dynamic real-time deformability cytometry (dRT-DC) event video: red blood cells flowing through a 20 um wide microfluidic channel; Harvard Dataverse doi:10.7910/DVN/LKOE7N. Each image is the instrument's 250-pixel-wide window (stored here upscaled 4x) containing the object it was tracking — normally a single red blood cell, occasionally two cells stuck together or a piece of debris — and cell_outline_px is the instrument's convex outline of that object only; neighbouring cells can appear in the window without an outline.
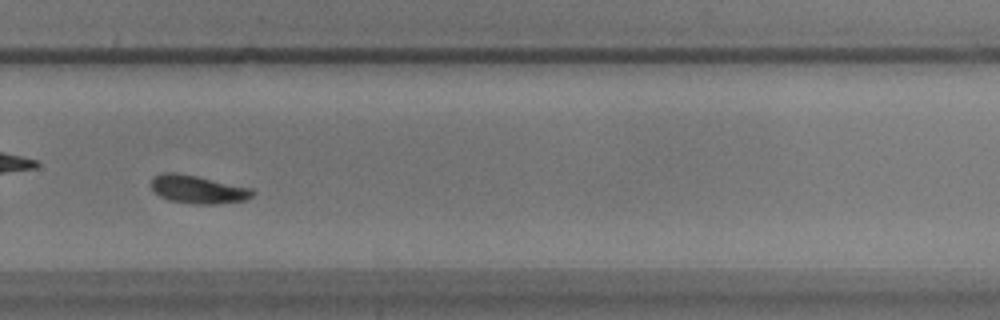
{"species": "common noctule bat (a hibernating species)", "species_latin": "Nyctalus noctula", "temperature_condition": "warm", "stored_images_in_passage": 35, "camera_frame_rate_fps": 3000, "um_per_image_px": 0.085, "animal": {"sex": "male", "body_mass_g": 17.9}, "frame": {"image": 1, "passage_image": 25, "time_ms": 8.0, "image_size_px": [1000, 320], "cell_outline_px": [[256, 192], [252, 196], [244, 200], [212, 204], [192, 204], [168, 200], [160, 196], [152, 188], [152, 176], [160, 172], [176, 172], [196, 176], [252, 188]], "centroid_in_image_um": [16.8, 16.09], "position_along_channel_um": 313.0, "area_um2": 16.59}, "authors_computed_cell_mechanics": {"area_um2": 16.9354, "velocity_mm_per_s": 3.6826, "shape_relaxation_time_tau1_ms": 2.7811, "shape_relaxation_time_tau2_ms": 5.1673, "deformation_change_tau1": 0.1123, "deformation_change_tau2": 0.1108}}